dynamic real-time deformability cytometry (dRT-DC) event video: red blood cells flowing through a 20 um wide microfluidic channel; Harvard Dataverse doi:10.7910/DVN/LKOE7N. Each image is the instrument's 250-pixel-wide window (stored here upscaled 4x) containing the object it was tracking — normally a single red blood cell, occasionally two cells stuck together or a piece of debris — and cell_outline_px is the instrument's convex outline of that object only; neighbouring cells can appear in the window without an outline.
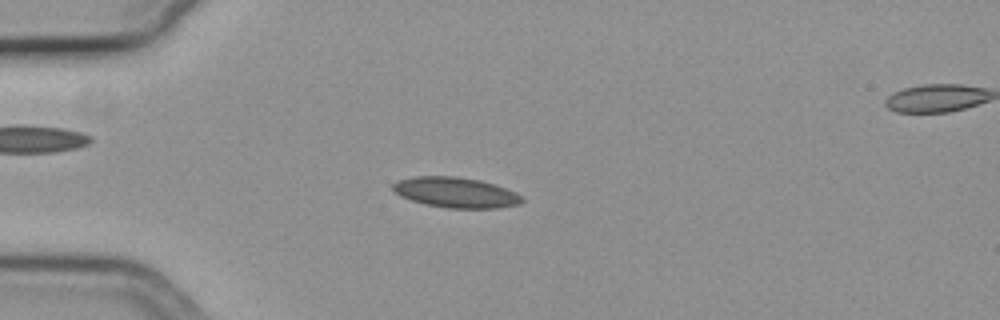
{"species": "common noctule bat (a hibernating species)", "species_latin": "Nyctalus noctula", "temperature_condition": "cold", "stored_images_in_passage": 51, "camera_frame_rate_fps": 3000, "um_per_image_px": 0.085, "animal": {"sex": "female", "body_mass_g": 19.3, "forearm_length_mm": 54.1}, "frame": {"image": 1, "passage_image": 10, "time_ms": 3.0, "image_size_px": [1000, 320], "cell_outline_px": [[524, 200], [520, 204], [496, 208], [448, 208], [428, 204], [412, 200], [400, 196], [392, 188], [392, 184], [396, 180], [412, 176], [456, 176], [480, 180], [496, 184], [516, 192]], "centroid_in_image_um": [38.74, 16.34], "position_along_channel_um": 46.3, "area_um2": 22.89}}
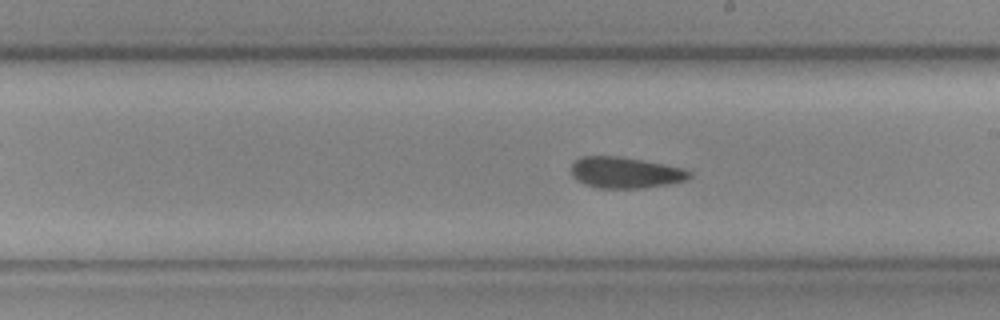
{"frame": {"image": 2, "passage_image": 27, "time_ms": 8.667, "image_size_px": [1000, 320], "cell_outline_px": [[692, 176], [688, 180], [668, 184], [644, 188], [600, 188], [584, 184], [576, 180], [572, 176], [572, 164], [580, 156], [616, 156], [640, 160], [684, 168], [692, 172]], "centroid_in_image_um": [53.16, 14.68], "position_along_channel_um": 235.8, "area_um2": 21.44}}
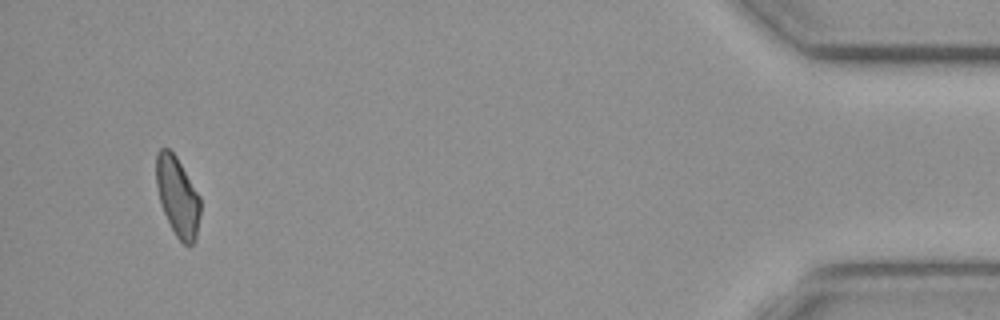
{"frame": {"image": 3, "passage_image": 48, "time_ms": 15.667, "image_size_px": [1000, 320], "cell_outline_px": [[200, 216], [196, 240], [192, 244], [184, 244], [176, 236], [160, 204], [156, 184], [156, 152], [160, 148], [168, 148], [176, 156], [200, 196]], "centroid_in_image_um": [15.09, 16.69], "position_along_channel_um": 420.1, "area_um2": 20.4}, "authors_computed_cell_mechanics": {"area_um2": 21.4438, "velocity_mm_per_s": 3.7388, "shape_relaxation_time_tau1_ms": null, "shape_relaxation_time_tau2_ms": 10.6908, "deformation_change_tau1": null, "deformation_change_tau2": 0.1545}}